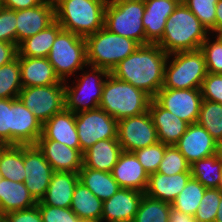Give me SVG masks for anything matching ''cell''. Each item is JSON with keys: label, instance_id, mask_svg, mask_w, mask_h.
I'll list each match as a JSON object with an SVG mask.
<instances>
[{"label": "cell", "instance_id": "cell-1", "mask_svg": "<svg viewBox=\"0 0 222 222\" xmlns=\"http://www.w3.org/2000/svg\"><path fill=\"white\" fill-rule=\"evenodd\" d=\"M168 54L158 44L140 45L111 74L154 98L163 87Z\"/></svg>", "mask_w": 222, "mask_h": 222}, {"label": "cell", "instance_id": "cell-2", "mask_svg": "<svg viewBox=\"0 0 222 222\" xmlns=\"http://www.w3.org/2000/svg\"><path fill=\"white\" fill-rule=\"evenodd\" d=\"M210 32L184 3L168 17L162 39L157 43L168 55L200 49Z\"/></svg>", "mask_w": 222, "mask_h": 222}, {"label": "cell", "instance_id": "cell-3", "mask_svg": "<svg viewBox=\"0 0 222 222\" xmlns=\"http://www.w3.org/2000/svg\"><path fill=\"white\" fill-rule=\"evenodd\" d=\"M55 20L64 30L87 37L104 27L106 0H53Z\"/></svg>", "mask_w": 222, "mask_h": 222}, {"label": "cell", "instance_id": "cell-4", "mask_svg": "<svg viewBox=\"0 0 222 222\" xmlns=\"http://www.w3.org/2000/svg\"><path fill=\"white\" fill-rule=\"evenodd\" d=\"M151 100L152 97L143 90L109 73L103 86L99 108L118 121L147 112Z\"/></svg>", "mask_w": 222, "mask_h": 222}, {"label": "cell", "instance_id": "cell-5", "mask_svg": "<svg viewBox=\"0 0 222 222\" xmlns=\"http://www.w3.org/2000/svg\"><path fill=\"white\" fill-rule=\"evenodd\" d=\"M87 67L111 71L140 45L127 37L117 35L105 27L85 37Z\"/></svg>", "mask_w": 222, "mask_h": 222}, {"label": "cell", "instance_id": "cell-6", "mask_svg": "<svg viewBox=\"0 0 222 222\" xmlns=\"http://www.w3.org/2000/svg\"><path fill=\"white\" fill-rule=\"evenodd\" d=\"M207 73L205 57L200 49L175 52L168 55L162 88L201 89Z\"/></svg>", "mask_w": 222, "mask_h": 222}, {"label": "cell", "instance_id": "cell-7", "mask_svg": "<svg viewBox=\"0 0 222 222\" xmlns=\"http://www.w3.org/2000/svg\"><path fill=\"white\" fill-rule=\"evenodd\" d=\"M144 0H112L108 1L104 12V27L123 37L145 45V29L143 27Z\"/></svg>", "mask_w": 222, "mask_h": 222}, {"label": "cell", "instance_id": "cell-8", "mask_svg": "<svg viewBox=\"0 0 222 222\" xmlns=\"http://www.w3.org/2000/svg\"><path fill=\"white\" fill-rule=\"evenodd\" d=\"M48 60L61 81L86 67L85 38L62 29L56 36Z\"/></svg>", "mask_w": 222, "mask_h": 222}, {"label": "cell", "instance_id": "cell-9", "mask_svg": "<svg viewBox=\"0 0 222 222\" xmlns=\"http://www.w3.org/2000/svg\"><path fill=\"white\" fill-rule=\"evenodd\" d=\"M80 74V78L74 80L73 85H67L65 82V108L78 113L88 111L99 107L103 86L109 71L103 68L91 66L89 71ZM91 71V72H90ZM75 81L77 83H75Z\"/></svg>", "mask_w": 222, "mask_h": 222}, {"label": "cell", "instance_id": "cell-10", "mask_svg": "<svg viewBox=\"0 0 222 222\" xmlns=\"http://www.w3.org/2000/svg\"><path fill=\"white\" fill-rule=\"evenodd\" d=\"M18 98L44 124L65 108V82L22 88Z\"/></svg>", "mask_w": 222, "mask_h": 222}, {"label": "cell", "instance_id": "cell-11", "mask_svg": "<svg viewBox=\"0 0 222 222\" xmlns=\"http://www.w3.org/2000/svg\"><path fill=\"white\" fill-rule=\"evenodd\" d=\"M75 124L82 153L99 140L117 139L118 121L99 107L76 113Z\"/></svg>", "mask_w": 222, "mask_h": 222}, {"label": "cell", "instance_id": "cell-12", "mask_svg": "<svg viewBox=\"0 0 222 222\" xmlns=\"http://www.w3.org/2000/svg\"><path fill=\"white\" fill-rule=\"evenodd\" d=\"M117 139L122 151L126 152L157 143V131L149 111L118 120Z\"/></svg>", "mask_w": 222, "mask_h": 222}, {"label": "cell", "instance_id": "cell-13", "mask_svg": "<svg viewBox=\"0 0 222 222\" xmlns=\"http://www.w3.org/2000/svg\"><path fill=\"white\" fill-rule=\"evenodd\" d=\"M154 99L188 124L197 122L203 101L201 89L161 88Z\"/></svg>", "mask_w": 222, "mask_h": 222}, {"label": "cell", "instance_id": "cell-14", "mask_svg": "<svg viewBox=\"0 0 222 222\" xmlns=\"http://www.w3.org/2000/svg\"><path fill=\"white\" fill-rule=\"evenodd\" d=\"M25 186L36 201L45 195L55 172L37 145H24Z\"/></svg>", "mask_w": 222, "mask_h": 222}, {"label": "cell", "instance_id": "cell-15", "mask_svg": "<svg viewBox=\"0 0 222 222\" xmlns=\"http://www.w3.org/2000/svg\"><path fill=\"white\" fill-rule=\"evenodd\" d=\"M42 126L19 98H11V145H36Z\"/></svg>", "mask_w": 222, "mask_h": 222}, {"label": "cell", "instance_id": "cell-16", "mask_svg": "<svg viewBox=\"0 0 222 222\" xmlns=\"http://www.w3.org/2000/svg\"><path fill=\"white\" fill-rule=\"evenodd\" d=\"M175 147L191 165L195 161L220 152V145L209 132L197 123L189 124Z\"/></svg>", "mask_w": 222, "mask_h": 222}, {"label": "cell", "instance_id": "cell-17", "mask_svg": "<svg viewBox=\"0 0 222 222\" xmlns=\"http://www.w3.org/2000/svg\"><path fill=\"white\" fill-rule=\"evenodd\" d=\"M16 46L47 28L55 21L53 0H44L40 5L16 11Z\"/></svg>", "mask_w": 222, "mask_h": 222}, {"label": "cell", "instance_id": "cell-18", "mask_svg": "<svg viewBox=\"0 0 222 222\" xmlns=\"http://www.w3.org/2000/svg\"><path fill=\"white\" fill-rule=\"evenodd\" d=\"M144 193L128 188L103 202L101 222H133Z\"/></svg>", "mask_w": 222, "mask_h": 222}, {"label": "cell", "instance_id": "cell-19", "mask_svg": "<svg viewBox=\"0 0 222 222\" xmlns=\"http://www.w3.org/2000/svg\"><path fill=\"white\" fill-rule=\"evenodd\" d=\"M36 145L55 172L78 173L83 167L81 149H74L49 139H38Z\"/></svg>", "mask_w": 222, "mask_h": 222}, {"label": "cell", "instance_id": "cell-20", "mask_svg": "<svg viewBox=\"0 0 222 222\" xmlns=\"http://www.w3.org/2000/svg\"><path fill=\"white\" fill-rule=\"evenodd\" d=\"M144 3L145 45L157 44L162 39L168 17L179 3L175 0H144Z\"/></svg>", "mask_w": 222, "mask_h": 222}, {"label": "cell", "instance_id": "cell-21", "mask_svg": "<svg viewBox=\"0 0 222 222\" xmlns=\"http://www.w3.org/2000/svg\"><path fill=\"white\" fill-rule=\"evenodd\" d=\"M111 173L120 188L146 191L149 174L133 152L122 151Z\"/></svg>", "mask_w": 222, "mask_h": 222}, {"label": "cell", "instance_id": "cell-22", "mask_svg": "<svg viewBox=\"0 0 222 222\" xmlns=\"http://www.w3.org/2000/svg\"><path fill=\"white\" fill-rule=\"evenodd\" d=\"M39 139L54 140L68 147L80 149L75 113L64 108L53 115L43 124Z\"/></svg>", "mask_w": 222, "mask_h": 222}, {"label": "cell", "instance_id": "cell-23", "mask_svg": "<svg viewBox=\"0 0 222 222\" xmlns=\"http://www.w3.org/2000/svg\"><path fill=\"white\" fill-rule=\"evenodd\" d=\"M148 111L156 128L158 141L168 146L175 145L189 124L163 108L154 98L150 102Z\"/></svg>", "mask_w": 222, "mask_h": 222}, {"label": "cell", "instance_id": "cell-24", "mask_svg": "<svg viewBox=\"0 0 222 222\" xmlns=\"http://www.w3.org/2000/svg\"><path fill=\"white\" fill-rule=\"evenodd\" d=\"M19 65L23 88L59 84L61 82L46 57H19Z\"/></svg>", "mask_w": 222, "mask_h": 222}, {"label": "cell", "instance_id": "cell-25", "mask_svg": "<svg viewBox=\"0 0 222 222\" xmlns=\"http://www.w3.org/2000/svg\"><path fill=\"white\" fill-rule=\"evenodd\" d=\"M78 182V173L54 172L45 195L40 201H37V205L70 208L74 190Z\"/></svg>", "mask_w": 222, "mask_h": 222}, {"label": "cell", "instance_id": "cell-26", "mask_svg": "<svg viewBox=\"0 0 222 222\" xmlns=\"http://www.w3.org/2000/svg\"><path fill=\"white\" fill-rule=\"evenodd\" d=\"M191 177V172H182L170 176L158 172L152 173L149 175L144 194L152 199L171 204Z\"/></svg>", "mask_w": 222, "mask_h": 222}, {"label": "cell", "instance_id": "cell-27", "mask_svg": "<svg viewBox=\"0 0 222 222\" xmlns=\"http://www.w3.org/2000/svg\"><path fill=\"white\" fill-rule=\"evenodd\" d=\"M121 152L118 139L99 140L83 153V167L112 172Z\"/></svg>", "mask_w": 222, "mask_h": 222}, {"label": "cell", "instance_id": "cell-28", "mask_svg": "<svg viewBox=\"0 0 222 222\" xmlns=\"http://www.w3.org/2000/svg\"><path fill=\"white\" fill-rule=\"evenodd\" d=\"M36 204L37 201L29 193L24 182L2 178L0 181L1 216L13 211L31 208Z\"/></svg>", "mask_w": 222, "mask_h": 222}, {"label": "cell", "instance_id": "cell-29", "mask_svg": "<svg viewBox=\"0 0 222 222\" xmlns=\"http://www.w3.org/2000/svg\"><path fill=\"white\" fill-rule=\"evenodd\" d=\"M63 28L55 20L44 30L23 40L17 47L19 57H48L57 34Z\"/></svg>", "mask_w": 222, "mask_h": 222}, {"label": "cell", "instance_id": "cell-30", "mask_svg": "<svg viewBox=\"0 0 222 222\" xmlns=\"http://www.w3.org/2000/svg\"><path fill=\"white\" fill-rule=\"evenodd\" d=\"M78 176L79 182L103 202L111 198L120 188L111 172L82 167Z\"/></svg>", "mask_w": 222, "mask_h": 222}, {"label": "cell", "instance_id": "cell-31", "mask_svg": "<svg viewBox=\"0 0 222 222\" xmlns=\"http://www.w3.org/2000/svg\"><path fill=\"white\" fill-rule=\"evenodd\" d=\"M103 201L81 182L76 184L70 209L79 219L101 222Z\"/></svg>", "mask_w": 222, "mask_h": 222}, {"label": "cell", "instance_id": "cell-32", "mask_svg": "<svg viewBox=\"0 0 222 222\" xmlns=\"http://www.w3.org/2000/svg\"><path fill=\"white\" fill-rule=\"evenodd\" d=\"M0 173L5 179L24 182V145H4L0 149Z\"/></svg>", "mask_w": 222, "mask_h": 222}, {"label": "cell", "instance_id": "cell-33", "mask_svg": "<svg viewBox=\"0 0 222 222\" xmlns=\"http://www.w3.org/2000/svg\"><path fill=\"white\" fill-rule=\"evenodd\" d=\"M191 176L206 188H218L222 178V156L218 152L190 165Z\"/></svg>", "mask_w": 222, "mask_h": 222}, {"label": "cell", "instance_id": "cell-34", "mask_svg": "<svg viewBox=\"0 0 222 222\" xmlns=\"http://www.w3.org/2000/svg\"><path fill=\"white\" fill-rule=\"evenodd\" d=\"M205 190L206 187L197 179L191 177L183 190L171 203V207L184 214L194 216L204 196Z\"/></svg>", "mask_w": 222, "mask_h": 222}, {"label": "cell", "instance_id": "cell-35", "mask_svg": "<svg viewBox=\"0 0 222 222\" xmlns=\"http://www.w3.org/2000/svg\"><path fill=\"white\" fill-rule=\"evenodd\" d=\"M204 127L209 134L222 144V104L209 100L202 101L199 116L196 122Z\"/></svg>", "mask_w": 222, "mask_h": 222}, {"label": "cell", "instance_id": "cell-36", "mask_svg": "<svg viewBox=\"0 0 222 222\" xmlns=\"http://www.w3.org/2000/svg\"><path fill=\"white\" fill-rule=\"evenodd\" d=\"M171 204L143 195L133 222H169Z\"/></svg>", "mask_w": 222, "mask_h": 222}, {"label": "cell", "instance_id": "cell-37", "mask_svg": "<svg viewBox=\"0 0 222 222\" xmlns=\"http://www.w3.org/2000/svg\"><path fill=\"white\" fill-rule=\"evenodd\" d=\"M19 56L0 67V99L18 98L22 90Z\"/></svg>", "mask_w": 222, "mask_h": 222}, {"label": "cell", "instance_id": "cell-38", "mask_svg": "<svg viewBox=\"0 0 222 222\" xmlns=\"http://www.w3.org/2000/svg\"><path fill=\"white\" fill-rule=\"evenodd\" d=\"M157 172L170 176L191 171L190 164L175 145H167Z\"/></svg>", "mask_w": 222, "mask_h": 222}, {"label": "cell", "instance_id": "cell-39", "mask_svg": "<svg viewBox=\"0 0 222 222\" xmlns=\"http://www.w3.org/2000/svg\"><path fill=\"white\" fill-rule=\"evenodd\" d=\"M222 192L218 188H206L194 215L197 222H215Z\"/></svg>", "mask_w": 222, "mask_h": 222}, {"label": "cell", "instance_id": "cell-40", "mask_svg": "<svg viewBox=\"0 0 222 222\" xmlns=\"http://www.w3.org/2000/svg\"><path fill=\"white\" fill-rule=\"evenodd\" d=\"M211 42L207 37L201 44L200 50L203 52L207 67V72L211 74H222V37L216 36Z\"/></svg>", "mask_w": 222, "mask_h": 222}, {"label": "cell", "instance_id": "cell-41", "mask_svg": "<svg viewBox=\"0 0 222 222\" xmlns=\"http://www.w3.org/2000/svg\"><path fill=\"white\" fill-rule=\"evenodd\" d=\"M166 146V144L158 141L151 146L138 149L133 153L136 155L144 170L150 175L157 172L160 162L163 159Z\"/></svg>", "mask_w": 222, "mask_h": 222}, {"label": "cell", "instance_id": "cell-42", "mask_svg": "<svg viewBox=\"0 0 222 222\" xmlns=\"http://www.w3.org/2000/svg\"><path fill=\"white\" fill-rule=\"evenodd\" d=\"M219 0H184L188 9L210 31L215 26L216 4Z\"/></svg>", "mask_w": 222, "mask_h": 222}, {"label": "cell", "instance_id": "cell-43", "mask_svg": "<svg viewBox=\"0 0 222 222\" xmlns=\"http://www.w3.org/2000/svg\"><path fill=\"white\" fill-rule=\"evenodd\" d=\"M16 11L0 6V41L16 45Z\"/></svg>", "mask_w": 222, "mask_h": 222}, {"label": "cell", "instance_id": "cell-44", "mask_svg": "<svg viewBox=\"0 0 222 222\" xmlns=\"http://www.w3.org/2000/svg\"><path fill=\"white\" fill-rule=\"evenodd\" d=\"M43 222H78L79 217L70 208L38 205Z\"/></svg>", "mask_w": 222, "mask_h": 222}, {"label": "cell", "instance_id": "cell-45", "mask_svg": "<svg viewBox=\"0 0 222 222\" xmlns=\"http://www.w3.org/2000/svg\"><path fill=\"white\" fill-rule=\"evenodd\" d=\"M201 92L204 100L222 104V74L207 73Z\"/></svg>", "mask_w": 222, "mask_h": 222}, {"label": "cell", "instance_id": "cell-46", "mask_svg": "<svg viewBox=\"0 0 222 222\" xmlns=\"http://www.w3.org/2000/svg\"><path fill=\"white\" fill-rule=\"evenodd\" d=\"M0 144L11 145V98L0 99Z\"/></svg>", "mask_w": 222, "mask_h": 222}, {"label": "cell", "instance_id": "cell-47", "mask_svg": "<svg viewBox=\"0 0 222 222\" xmlns=\"http://www.w3.org/2000/svg\"><path fill=\"white\" fill-rule=\"evenodd\" d=\"M2 222H43L38 205L2 216Z\"/></svg>", "mask_w": 222, "mask_h": 222}, {"label": "cell", "instance_id": "cell-48", "mask_svg": "<svg viewBox=\"0 0 222 222\" xmlns=\"http://www.w3.org/2000/svg\"><path fill=\"white\" fill-rule=\"evenodd\" d=\"M43 1L44 0H0V5L5 8L17 11L36 7Z\"/></svg>", "mask_w": 222, "mask_h": 222}, {"label": "cell", "instance_id": "cell-49", "mask_svg": "<svg viewBox=\"0 0 222 222\" xmlns=\"http://www.w3.org/2000/svg\"><path fill=\"white\" fill-rule=\"evenodd\" d=\"M17 54L18 50L15 44L0 41V67L14 60Z\"/></svg>", "mask_w": 222, "mask_h": 222}, {"label": "cell", "instance_id": "cell-50", "mask_svg": "<svg viewBox=\"0 0 222 222\" xmlns=\"http://www.w3.org/2000/svg\"><path fill=\"white\" fill-rule=\"evenodd\" d=\"M209 32H215V36L222 37V0H219L216 4L215 26Z\"/></svg>", "mask_w": 222, "mask_h": 222}, {"label": "cell", "instance_id": "cell-51", "mask_svg": "<svg viewBox=\"0 0 222 222\" xmlns=\"http://www.w3.org/2000/svg\"><path fill=\"white\" fill-rule=\"evenodd\" d=\"M169 222H197L194 216L184 214L173 208L170 211Z\"/></svg>", "mask_w": 222, "mask_h": 222}, {"label": "cell", "instance_id": "cell-52", "mask_svg": "<svg viewBox=\"0 0 222 222\" xmlns=\"http://www.w3.org/2000/svg\"><path fill=\"white\" fill-rule=\"evenodd\" d=\"M215 222H222V195H221V200L218 206V211L215 217Z\"/></svg>", "mask_w": 222, "mask_h": 222}, {"label": "cell", "instance_id": "cell-53", "mask_svg": "<svg viewBox=\"0 0 222 222\" xmlns=\"http://www.w3.org/2000/svg\"><path fill=\"white\" fill-rule=\"evenodd\" d=\"M78 222H100V221L88 220V219H79Z\"/></svg>", "mask_w": 222, "mask_h": 222}, {"label": "cell", "instance_id": "cell-54", "mask_svg": "<svg viewBox=\"0 0 222 222\" xmlns=\"http://www.w3.org/2000/svg\"><path fill=\"white\" fill-rule=\"evenodd\" d=\"M218 189L222 192V178H221V182H220Z\"/></svg>", "mask_w": 222, "mask_h": 222}, {"label": "cell", "instance_id": "cell-55", "mask_svg": "<svg viewBox=\"0 0 222 222\" xmlns=\"http://www.w3.org/2000/svg\"><path fill=\"white\" fill-rule=\"evenodd\" d=\"M177 1L178 3H184V0H175Z\"/></svg>", "mask_w": 222, "mask_h": 222}, {"label": "cell", "instance_id": "cell-56", "mask_svg": "<svg viewBox=\"0 0 222 222\" xmlns=\"http://www.w3.org/2000/svg\"><path fill=\"white\" fill-rule=\"evenodd\" d=\"M220 153H221V156H222V144L220 145Z\"/></svg>", "mask_w": 222, "mask_h": 222}]
</instances>
